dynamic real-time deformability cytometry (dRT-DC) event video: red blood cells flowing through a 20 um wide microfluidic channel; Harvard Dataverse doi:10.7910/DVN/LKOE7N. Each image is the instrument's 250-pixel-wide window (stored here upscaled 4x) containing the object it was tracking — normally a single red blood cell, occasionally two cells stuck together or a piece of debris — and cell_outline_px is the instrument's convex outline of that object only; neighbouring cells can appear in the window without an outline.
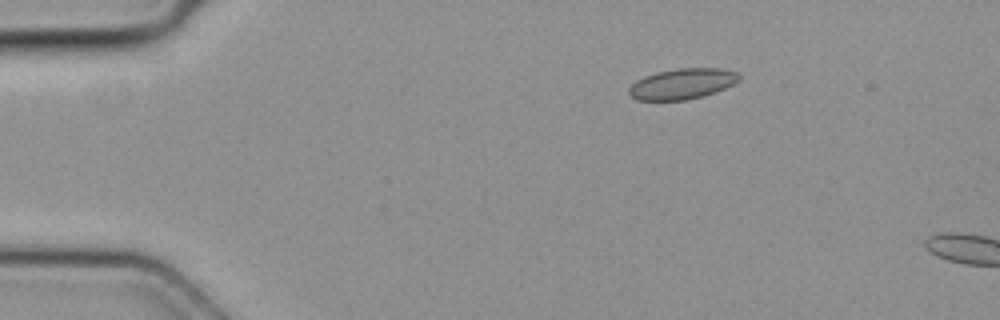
{"species": "common noctule bat (a hibernating species)", "species_latin": "Nyctalus noctula", "temperature_condition": "cold", "stored_images_in_passage": 3, "camera_frame_rate_fps": 3000, "um_per_image_px": 0.085, "animal": {"sex": "female", "body_mass_g": 19.3, "forearm_length_mm": 54.1}, "frame": {"image": 1, "passage_image": 2, "time_ms": 0.333, "image_size_px": [1000, 320], "cell_outline_px": [[740, 80], [724, 88], [704, 96], [684, 100], [636, 100], [628, 92], [628, 88], [636, 80], [644, 76], [656, 72], [676, 68], [720, 68], [736, 72], [740, 76]], "centroid_in_image_um": [57.97, 7.12], "position_along_channel_um": 27.0, "area_um2": 19.65}}